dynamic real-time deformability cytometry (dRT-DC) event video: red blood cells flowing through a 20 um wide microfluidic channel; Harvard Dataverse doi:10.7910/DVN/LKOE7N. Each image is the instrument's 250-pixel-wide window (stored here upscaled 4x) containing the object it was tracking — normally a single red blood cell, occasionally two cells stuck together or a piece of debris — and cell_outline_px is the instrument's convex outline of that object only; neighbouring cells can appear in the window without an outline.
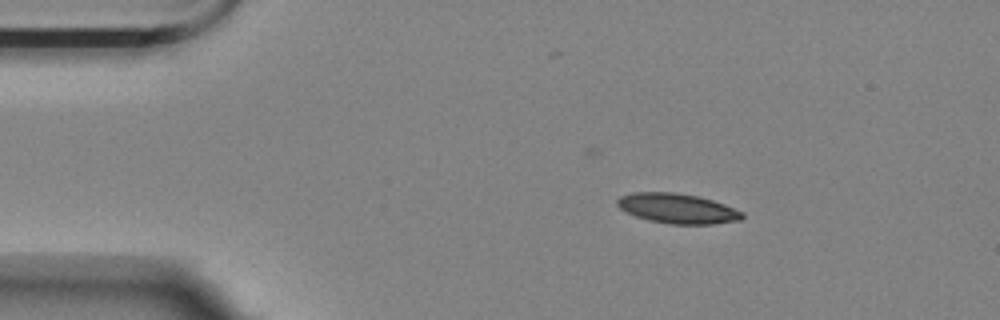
{"species": "Egyptian fruit bat (a non-hibernating species)", "species_latin": "Rousettus aegyptiacus", "temperature_condition": "room temperature", "stored_images_in_passage": 41, "camera_frame_rate_fps": 3000, "um_per_image_px": 0.085, "animal": {"sex": "female"}, "frame": {"image": 1, "passage_image": 1, "time_ms": 0.0, "image_size_px": [1000, 320], "cell_outline_px": [[744, 216], [740, 220], [712, 224], [672, 224], [648, 220], [636, 216], [620, 208], [616, 204], [616, 200], [620, 196], [632, 192], [676, 192], [696, 196], [712, 200], [724, 204], [744, 212]], "centroid_in_image_um": [57.58, 17.71], "position_along_channel_um": 27.4, "area_um2": 21.73}}
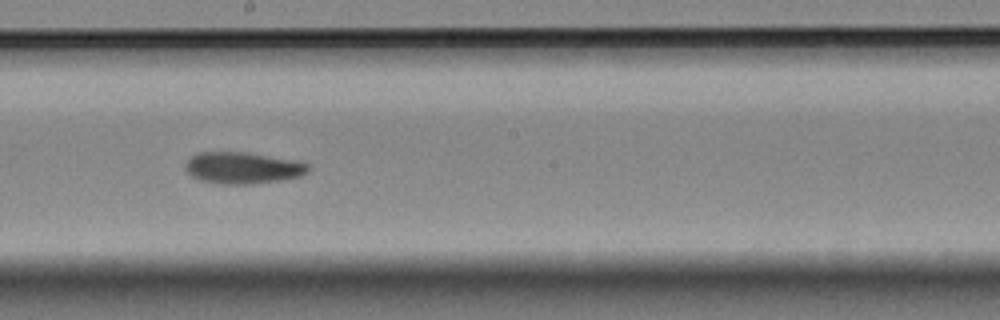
{"frame": {"image": 2, "passage_image": 23, "time_ms": 7.333, "image_size_px": [1000, 320], "cell_outline_px": [[308, 172], [300, 176], [280, 180], [252, 184], [220, 184], [200, 180], [192, 176], [184, 168], [184, 164], [196, 152], [244, 152], [300, 160], [308, 164]], "centroid_in_image_um": [20.63, 14.26], "position_along_channel_um": 227.6, "area_um2": 22.77}}
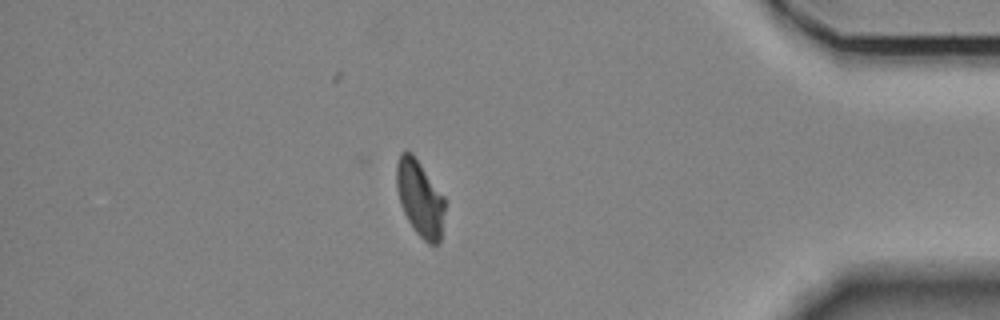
{"frame": {"image": 3, "passage_image": 41, "time_ms": 13.333, "image_size_px": [1000, 320], "cell_outline_px": [[444, 212], [440, 244], [428, 244], [416, 232], [408, 220], [400, 204], [396, 188], [396, 164], [400, 152], [408, 148], [412, 152], [444, 196]], "centroid_in_image_um": [35.67, 16.82], "position_along_channel_um": 399.5, "area_um2": 21.56}}